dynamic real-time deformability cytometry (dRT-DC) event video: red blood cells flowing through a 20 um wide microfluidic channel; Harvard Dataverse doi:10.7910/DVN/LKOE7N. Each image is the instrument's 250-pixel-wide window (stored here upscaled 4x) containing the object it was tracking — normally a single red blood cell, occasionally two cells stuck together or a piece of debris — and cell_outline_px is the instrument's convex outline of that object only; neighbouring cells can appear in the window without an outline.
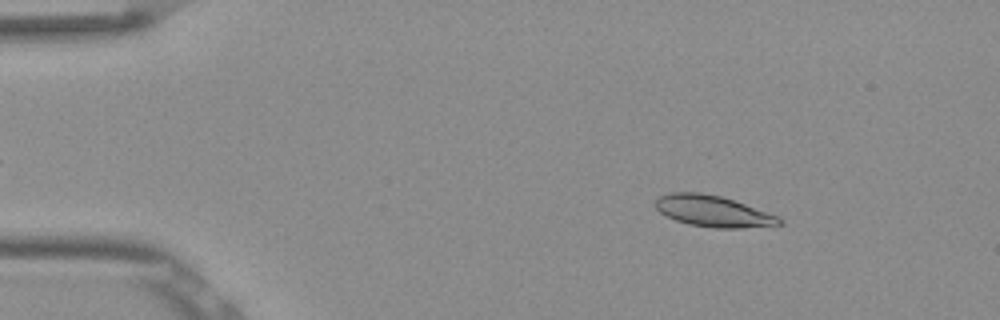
{"species": "Egyptian fruit bat (a non-hibernating species)", "species_latin": "Rousettus aegyptiacus", "temperature_condition": "room temperature", "stored_images_in_passage": 52, "camera_frame_rate_fps": 3000, "um_per_image_px": 0.085, "frame": {"image": 1, "passage_image": 7, "time_ms": 2.0, "image_size_px": [1000, 320], "cell_outline_px": [[784, 224], [744, 228], [716, 228], [688, 224], [676, 220], [660, 212], [656, 208], [656, 200], [660, 196], [668, 192], [700, 192], [720, 196], [744, 204], [776, 216], [784, 220]], "centroid_in_image_um": [60.59, 17.95], "position_along_channel_um": 24.4, "area_um2": 22.25}}
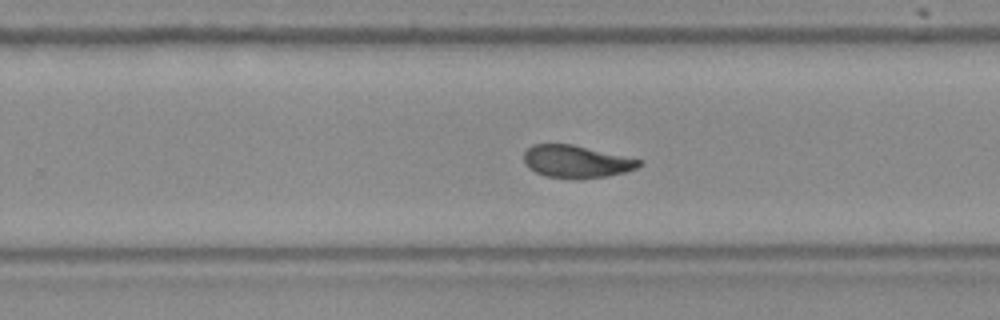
{"frame": {"image": 2, "passage_image": 33, "time_ms": 10.667, "image_size_px": [1000, 320], "cell_outline_px": [[644, 164], [636, 168], [624, 172], [608, 176], [580, 180], [544, 176], [528, 168], [524, 164], [524, 152], [532, 144], [572, 144], [644, 160]], "centroid_in_image_um": [49.0, 13.74], "position_along_channel_um": 280.8, "area_um2": 22.2}}
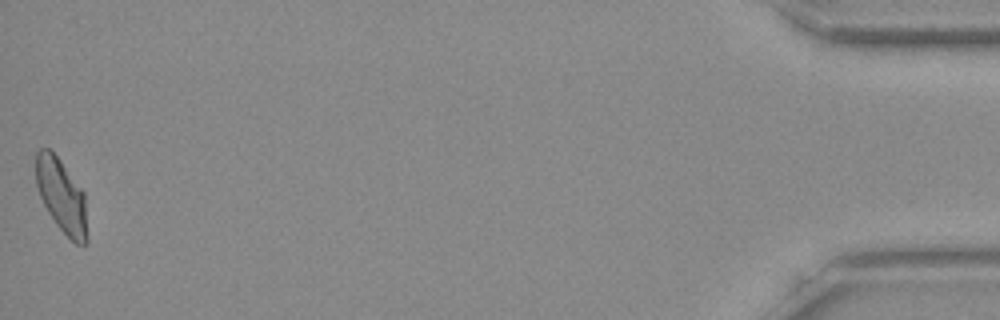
{"frame": {"image": 3, "passage_image": 52, "time_ms": 17.0, "image_size_px": [1000, 320], "cell_outline_px": [[88, 240], [84, 244], [76, 244], [56, 224], [48, 212], [40, 196], [36, 184], [36, 152], [40, 148], [48, 148], [60, 160], [84, 192], [88, 236]], "centroid_in_image_um": [5.24, 16.65], "position_along_channel_um": 430.0, "area_um2": 21.85}, "authors_computed_cell_mechanics": {"area_um2": 22.6287, "velocity_mm_per_s": 3.8448, "shape_relaxation_time_tau1_ms": 5.1752, "shape_relaxation_time_tau2_ms": 2.1171, "deformation_change_tau1": 0.1557, "deformation_change_tau2": 0.0695}}